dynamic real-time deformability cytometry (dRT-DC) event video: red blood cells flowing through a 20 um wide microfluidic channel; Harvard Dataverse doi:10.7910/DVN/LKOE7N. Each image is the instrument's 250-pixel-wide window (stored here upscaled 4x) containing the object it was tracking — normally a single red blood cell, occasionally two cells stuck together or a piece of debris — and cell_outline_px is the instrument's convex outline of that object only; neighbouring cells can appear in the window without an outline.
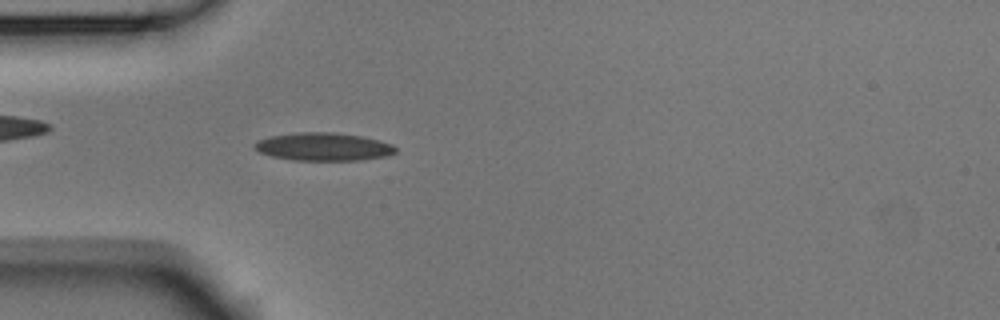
{"species": "Egyptian fruit bat (a non-hibernating species)", "species_latin": "Rousettus aegyptiacus", "temperature_condition": "room temperature", "stored_images_in_passage": 41, "camera_frame_rate_fps": 3000, "um_per_image_px": 0.085, "animal": {"sex": "male"}, "frame": {"image": 1, "passage_image": 3, "time_ms": 0.667, "image_size_px": [1000, 320], "cell_outline_px": [[396, 152], [384, 156], [360, 160], [292, 160], [272, 156], [260, 152], [252, 144], [256, 140], [272, 136], [300, 132], [332, 132], [360, 136], [380, 140], [392, 144], [396, 148]], "centroid_in_image_um": [27.48, 12.47], "position_along_channel_um": 57.5, "area_um2": 22.83}}
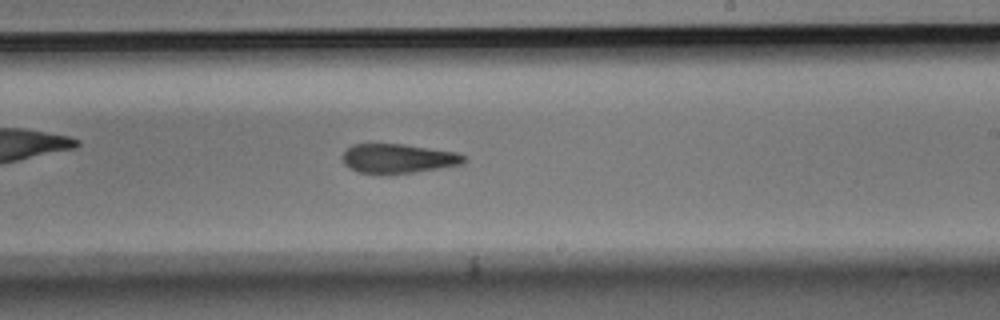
{"frame": {"image": 2, "passage_image": 19, "time_ms": 6.0, "image_size_px": [1000, 320], "cell_outline_px": [[464, 164], [412, 172], [360, 172], [344, 164], [340, 156], [352, 144], [404, 144], [456, 152], [464, 156]], "centroid_in_image_um": [33.83, 13.44], "position_along_channel_um": 255.2, "area_um2": 20.17}}
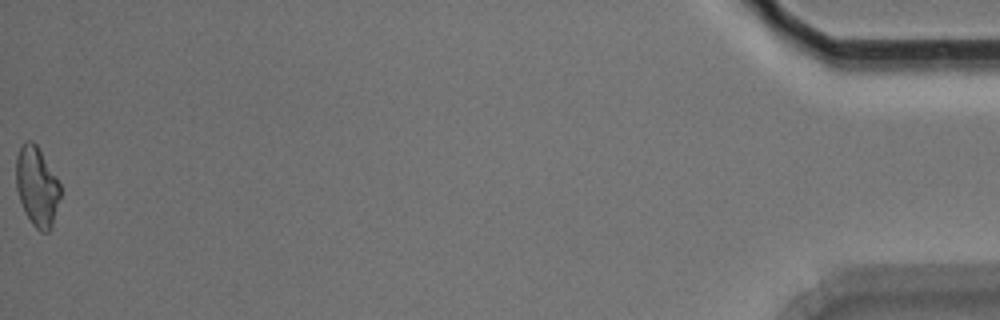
{"frame": {"image": 3, "passage_image": 41, "time_ms": 13.333, "image_size_px": [1000, 320], "cell_outline_px": [[60, 196], [52, 224], [48, 232], [40, 232], [32, 224], [24, 212], [16, 188], [16, 156], [24, 140], [32, 140], [36, 144], [56, 176], [60, 184]], "centroid_in_image_um": [3.12, 15.84], "position_along_channel_um": 432.1, "area_um2": 20.4}, "authors_computed_cell_mechanics": {"area_um2": 21.4438, "velocity_mm_per_s": 3.7679, "shape_relaxation_time_tau1_ms": 6.5046, "shape_relaxation_time_tau2_ms": 3.7315, "deformation_change_tau1": 0.1689, "deformation_change_tau2": 0.132}}